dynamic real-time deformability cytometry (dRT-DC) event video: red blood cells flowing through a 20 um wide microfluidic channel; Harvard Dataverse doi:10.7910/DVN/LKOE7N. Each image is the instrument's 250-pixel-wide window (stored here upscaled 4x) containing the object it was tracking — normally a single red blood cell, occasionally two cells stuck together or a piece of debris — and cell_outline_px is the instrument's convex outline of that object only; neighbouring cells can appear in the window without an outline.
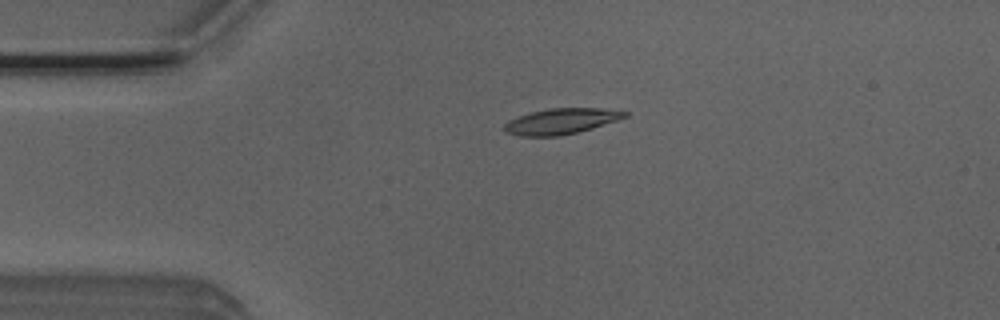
{"species": "Egyptian fruit bat (a non-hibernating species)", "species_latin": "Rousettus aegyptiacus", "temperature_condition": "room temperature", "stored_images_in_passage": 5, "camera_frame_rate_fps": 3000, "um_per_image_px": 0.085, "animal": {"sex": "male"}, "frame": {"image": 1, "passage_image": 4, "time_ms": 1.0, "image_size_px": [1000, 320], "cell_outline_px": [[628, 116], [592, 128], [560, 136], [520, 136], [508, 132], [504, 128], [504, 124], [508, 120], [532, 112], [548, 108], [600, 108], [628, 112]], "centroid_in_image_um": [47.69, 10.3], "position_along_channel_um": 37.3, "area_um2": 17.74}}